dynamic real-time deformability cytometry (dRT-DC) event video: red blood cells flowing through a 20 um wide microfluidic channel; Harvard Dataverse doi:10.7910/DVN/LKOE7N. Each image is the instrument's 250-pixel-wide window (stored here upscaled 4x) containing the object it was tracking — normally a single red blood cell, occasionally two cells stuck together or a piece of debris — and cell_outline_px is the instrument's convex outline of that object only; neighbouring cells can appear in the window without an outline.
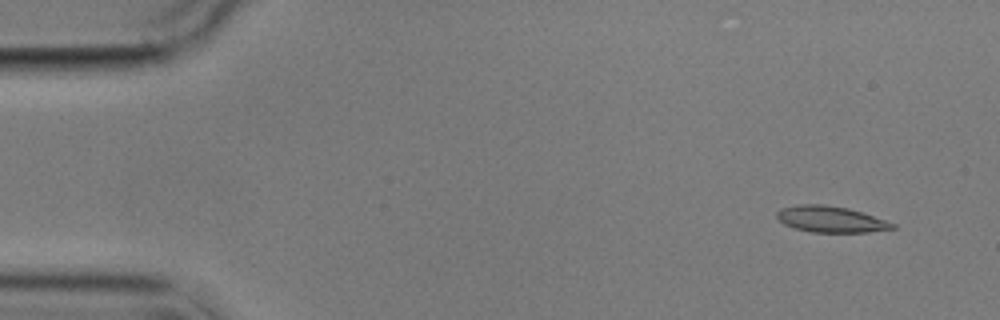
{"species": "common noctule bat (a hibernating species)", "species_latin": "Nyctalus noctula", "temperature_condition": "cold", "stored_images_in_passage": 3, "camera_frame_rate_fps": 3000, "um_per_image_px": 0.085, "animal": {"sex": "male", "body_mass_g": 17.9}, "frame": {"image": 1, "passage_image": 3, "time_ms": 2.333, "image_size_px": [1000, 320], "cell_outline_px": [[896, 228], [868, 232], [812, 232], [796, 228], [784, 224], [776, 216], [776, 212], [780, 208], [800, 204], [824, 204], [848, 208], [896, 224]], "centroid_in_image_um": [70.58, 18.63], "position_along_channel_um": 14.4, "area_um2": 17.46}}